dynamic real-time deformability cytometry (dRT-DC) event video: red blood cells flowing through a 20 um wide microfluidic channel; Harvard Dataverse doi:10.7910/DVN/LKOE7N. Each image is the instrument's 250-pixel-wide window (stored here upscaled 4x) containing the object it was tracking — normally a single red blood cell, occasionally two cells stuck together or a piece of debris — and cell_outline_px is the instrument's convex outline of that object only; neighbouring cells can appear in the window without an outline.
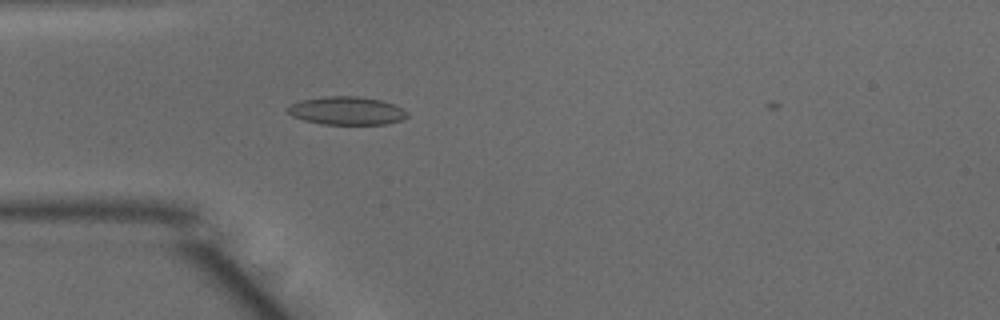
{"species": "common noctule bat (a hibernating species)", "species_latin": "Nyctalus noctula", "temperature_condition": "warm", "stored_images_in_passage": 2, "camera_frame_rate_fps": 3000, "um_per_image_px": 0.085, "animal": {"sex": "male", "body_mass_g": 15.6}, "frame": {"image": 1, "passage_image": 1, "time_ms": 0.0, "image_size_px": [1000, 320], "cell_outline_px": [[408, 116], [404, 120], [388, 124], [320, 124], [304, 120], [292, 116], [284, 108], [300, 100], [324, 96], [356, 96], [380, 100], [404, 108], [408, 112]], "centroid_in_image_um": [29.48, 9.41], "position_along_channel_um": 55.5, "area_um2": 19.83}}